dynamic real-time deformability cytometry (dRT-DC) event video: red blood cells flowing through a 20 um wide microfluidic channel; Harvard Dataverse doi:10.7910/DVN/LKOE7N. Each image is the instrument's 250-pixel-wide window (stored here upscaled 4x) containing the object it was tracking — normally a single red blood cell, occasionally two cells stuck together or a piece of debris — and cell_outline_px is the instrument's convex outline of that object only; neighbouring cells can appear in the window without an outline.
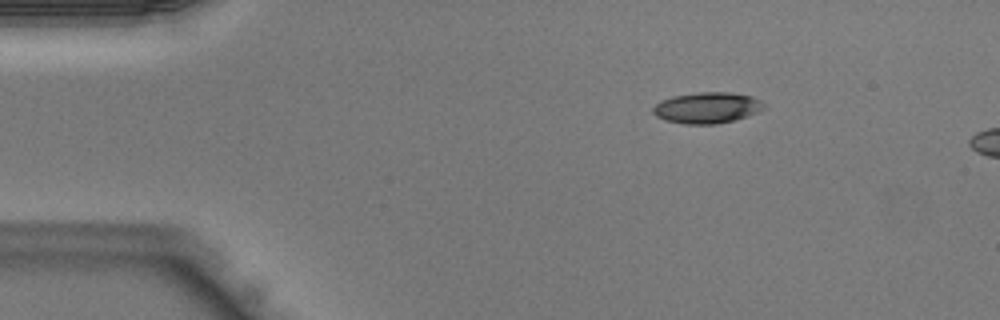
{"species": "Egyptian fruit bat (a non-hibernating species)", "species_latin": "Rousettus aegyptiacus", "temperature_condition": "warm", "stored_images_in_passage": 4, "camera_frame_rate_fps": 3000, "um_per_image_px": 0.085, "animal": {"sex": "male"}, "frame": {"image": 1, "passage_image": 1, "time_ms": 0.0, "image_size_px": [1000, 320], "cell_outline_px": [[764, 108], [748, 116], [716, 124], [684, 124], [664, 120], [656, 116], [652, 112], [652, 108], [660, 100], [672, 96], [696, 92], [728, 92], [752, 96], [760, 100], [764, 104]], "centroid_in_image_um": [60.06, 9.15], "position_along_channel_um": 24.9, "area_um2": 20.11}}